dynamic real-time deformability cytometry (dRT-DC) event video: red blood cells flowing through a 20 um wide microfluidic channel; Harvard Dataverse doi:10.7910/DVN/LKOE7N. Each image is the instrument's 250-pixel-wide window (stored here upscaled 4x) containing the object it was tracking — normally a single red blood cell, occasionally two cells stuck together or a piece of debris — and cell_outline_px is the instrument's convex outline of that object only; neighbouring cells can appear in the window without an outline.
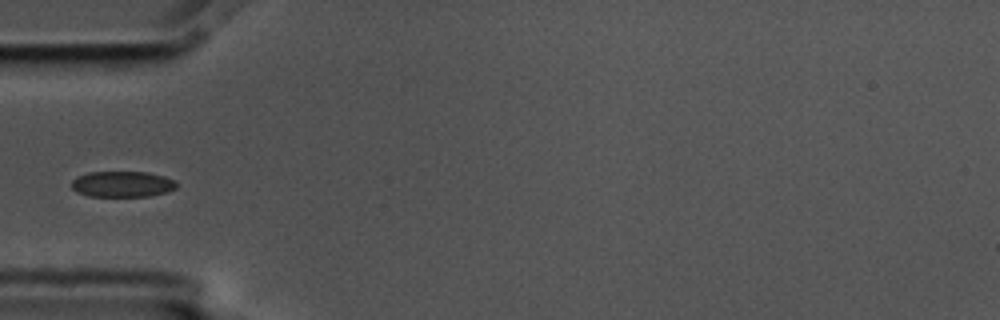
{"species": "common noctule bat (a hibernating species)", "species_latin": "Nyctalus noctula", "temperature_condition": "cold", "stored_images_in_passage": 4, "camera_frame_rate_fps": 3000, "um_per_image_px": 0.085, "animal": {"sex": "male", "body_mass_g": 17.5, "forearm_length_mm": 52.3}, "frame": {"image": 1, "passage_image": 4, "time_ms": 1.0, "image_size_px": [1000, 320], "cell_outline_px": [[176, 188], [168, 192], [148, 196], [88, 196], [76, 192], [72, 188], [72, 180], [76, 176], [88, 172], [148, 172], [164, 176], [176, 180]], "centroid_in_image_um": [10.4, 15.64], "position_along_channel_um": 74.6, "area_um2": 15.95}}